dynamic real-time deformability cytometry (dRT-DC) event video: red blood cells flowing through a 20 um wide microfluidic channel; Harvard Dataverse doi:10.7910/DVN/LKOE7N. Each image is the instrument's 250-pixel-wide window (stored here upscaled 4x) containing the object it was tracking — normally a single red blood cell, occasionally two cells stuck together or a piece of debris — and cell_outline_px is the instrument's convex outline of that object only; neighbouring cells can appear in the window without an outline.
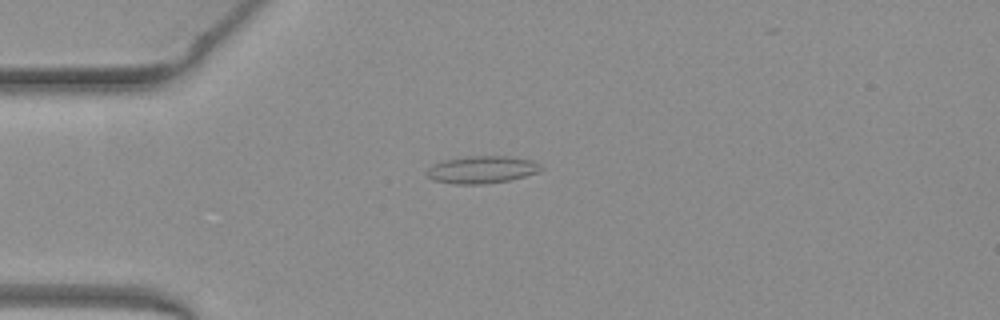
{"species": "common noctule bat (a hibernating species)", "species_latin": "Nyctalus noctula", "temperature_condition": "warm", "stored_images_in_passage": 9, "camera_frame_rate_fps": 3000, "um_per_image_px": 0.085, "animal": {"sex": "female", "body_mass_g": 19.3, "forearm_length_mm": 54.1}, "frame": {"image": 1, "passage_image": 5, "time_ms": 1.333, "image_size_px": [1000, 320], "cell_outline_px": [[544, 168], [536, 172], [524, 176], [508, 180], [484, 184], [456, 184], [432, 180], [424, 172], [432, 164], [444, 160], [464, 156], [508, 156], [532, 160], [540, 164]], "centroid_in_image_um": [40.91, 14.41], "position_along_channel_um": 44.1, "area_um2": 18.26}}